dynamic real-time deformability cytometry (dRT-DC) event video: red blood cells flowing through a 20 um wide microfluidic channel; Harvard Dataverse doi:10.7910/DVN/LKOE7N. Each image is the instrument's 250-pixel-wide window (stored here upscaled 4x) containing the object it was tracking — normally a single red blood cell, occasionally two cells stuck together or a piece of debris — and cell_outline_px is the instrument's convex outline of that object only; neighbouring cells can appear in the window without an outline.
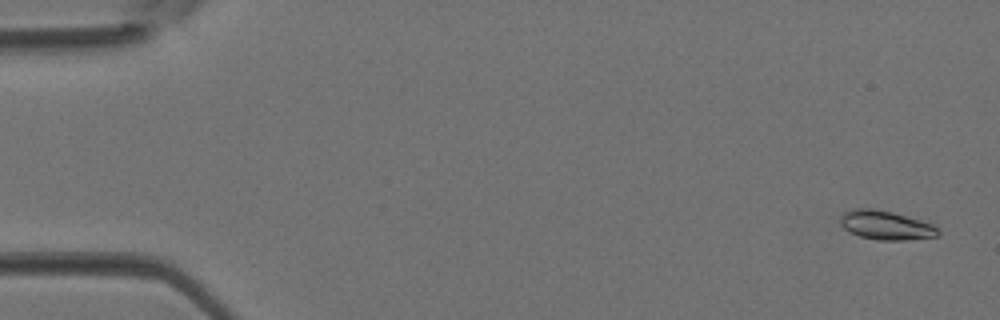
{"species": "Egyptian fruit bat (a non-hibernating species)", "species_latin": "Rousettus aegyptiacus", "temperature_condition": "room temperature", "stored_images_in_passage": 44, "camera_frame_rate_fps": 3000, "um_per_image_px": 0.085, "animal": {"sex": "female"}, "frame": {"image": 1, "passage_image": 2, "time_ms": 0.333, "image_size_px": [1000, 320], "cell_outline_px": [[940, 232], [936, 236], [904, 240], [880, 240], [860, 236], [848, 232], [840, 224], [840, 216], [844, 212], [852, 208], [872, 208], [892, 212], [920, 220], [932, 224]], "centroid_in_image_um": [75.24, 19.13], "position_along_channel_um": 9.8, "area_um2": 16.42}}
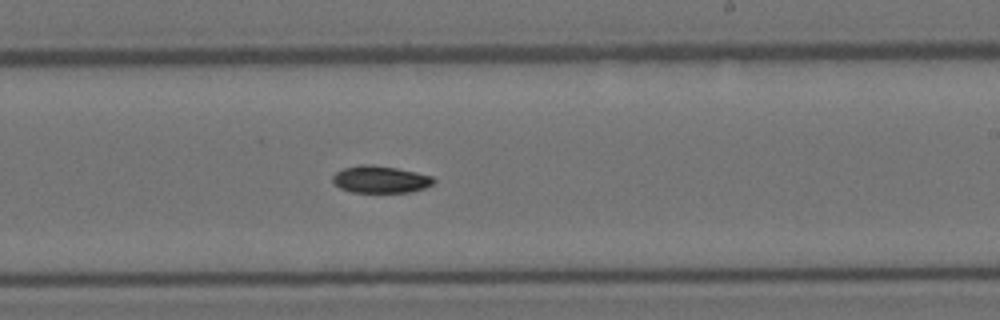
{"frame": {"image": 2, "passage_image": 26, "time_ms": 8.333, "image_size_px": [1000, 320], "cell_outline_px": [[436, 180], [432, 184], [424, 188], [408, 192], [352, 192], [340, 188], [332, 184], [332, 176], [336, 172], [344, 168], [360, 164], [372, 164], [396, 168], [416, 172], [432, 176]], "centroid_in_image_um": [32.3, 15.24], "position_along_channel_um": 256.7, "area_um2": 16.01}}
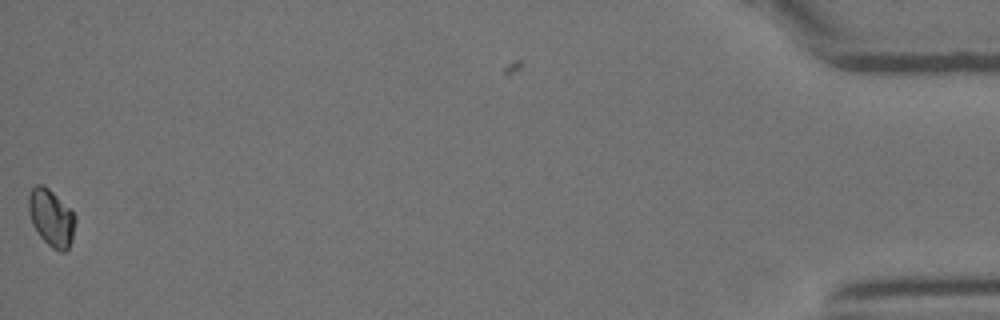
{"frame": {"image": 3, "passage_image": 43, "time_ms": 14.0, "image_size_px": [1000, 320], "cell_outline_px": [[76, 220], [72, 240], [68, 248], [64, 252], [60, 252], [52, 248], [40, 236], [32, 224], [28, 212], [28, 196], [32, 188], [36, 184], [44, 184], [76, 216]], "centroid_in_image_um": [4.34, 18.52], "position_along_channel_um": 430.9, "area_um2": 15.43}}